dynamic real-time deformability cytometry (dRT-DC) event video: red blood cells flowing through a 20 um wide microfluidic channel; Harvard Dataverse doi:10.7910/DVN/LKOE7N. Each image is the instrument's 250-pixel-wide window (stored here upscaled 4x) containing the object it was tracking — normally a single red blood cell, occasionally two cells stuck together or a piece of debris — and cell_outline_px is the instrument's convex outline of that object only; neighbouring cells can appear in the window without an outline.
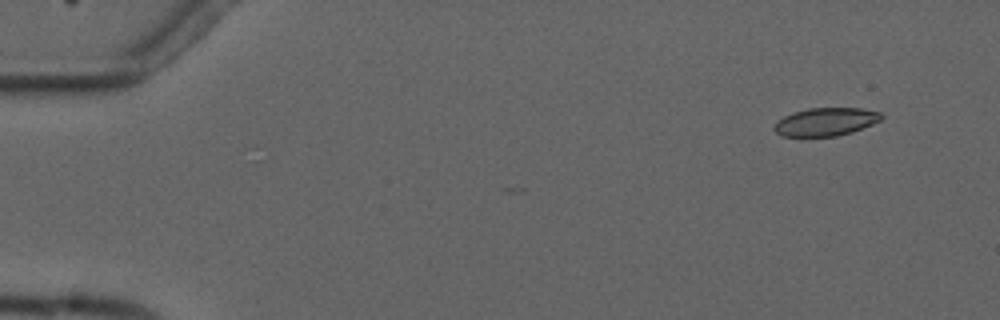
{"species": "common noctule bat (a hibernating species)", "species_latin": "Nyctalus noctula", "temperature_condition": "cold", "stored_images_in_passage": 6, "camera_frame_rate_fps": 3000, "um_per_image_px": 0.085, "animal": {"sex": "male", "forearm_length_mm": 52.5}, "frame": {"image": 1, "passage_image": 2, "time_ms": 1.333, "image_size_px": [1000, 320], "cell_outline_px": [[884, 116], [880, 120], [872, 124], [852, 132], [836, 136], [780, 136], [772, 128], [776, 120], [792, 112], [808, 108], [860, 108], [880, 112]], "centroid_in_image_um": [70.14, 10.35], "position_along_channel_um": 14.9, "area_um2": 17.63}}
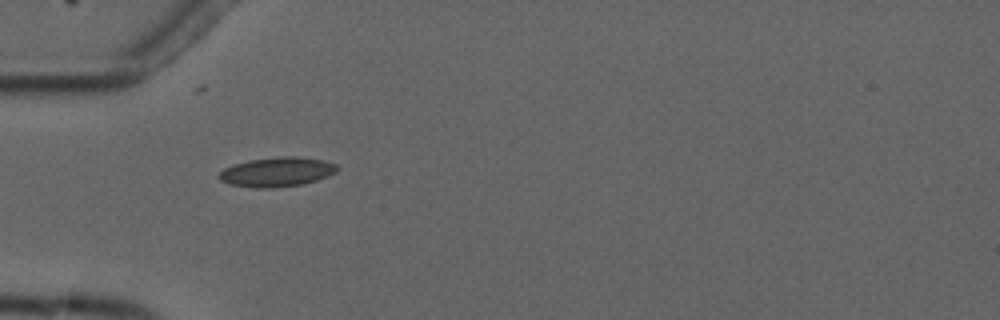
{"frame": {"image": 2, "passage_image": 5, "time_ms": 5.667, "image_size_px": [1000, 320], "cell_outline_px": [[340, 168], [336, 172], [328, 176], [316, 180], [300, 184], [272, 188], [256, 188], [232, 184], [220, 180], [216, 176], [224, 168], [248, 160], [280, 156], [296, 156], [324, 160], [336, 164]], "centroid_in_image_um": [23.55, 14.6], "position_along_channel_um": 61.4, "area_um2": 20.23}}
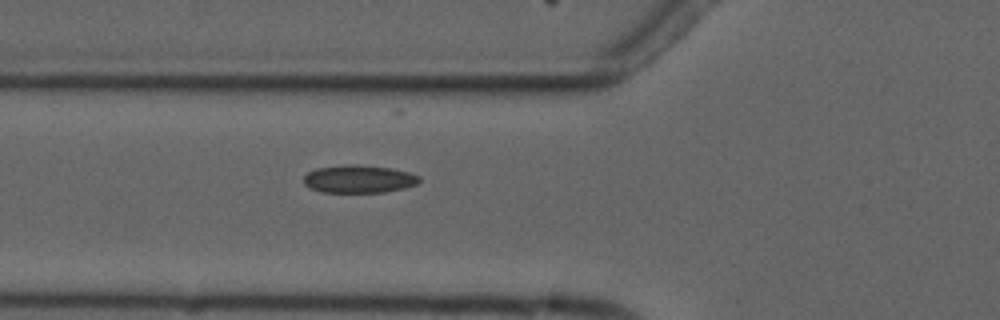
{"frame": {"image": 3, "passage_image": 6, "time_ms": 6.667, "image_size_px": [1000, 320], "cell_outline_px": [[420, 180], [416, 184], [404, 188], [384, 192], [320, 192], [304, 184], [304, 176], [308, 172], [316, 168], [348, 164], [356, 164], [392, 168], [408, 172], [420, 176]], "centroid_in_image_um": [30.5, 15.21], "position_along_channel_um": 95.3, "area_um2": 18.73}}